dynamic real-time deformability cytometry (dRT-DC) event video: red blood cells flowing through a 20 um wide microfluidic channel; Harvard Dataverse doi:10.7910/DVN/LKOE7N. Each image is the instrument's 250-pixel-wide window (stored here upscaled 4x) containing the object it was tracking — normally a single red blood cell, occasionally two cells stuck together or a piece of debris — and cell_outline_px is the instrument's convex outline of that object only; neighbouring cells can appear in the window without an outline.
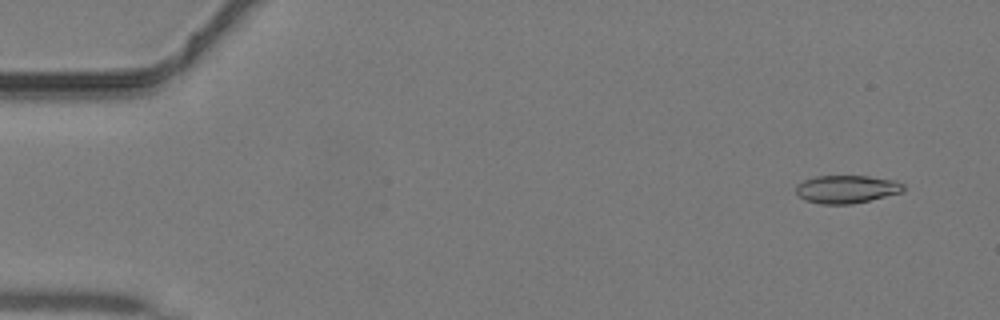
{"species": "common noctule bat (a hibernating species)", "species_latin": "Nyctalus noctula", "temperature_condition": "warm", "stored_images_in_passage": 44, "camera_frame_rate_fps": 3000, "um_per_image_px": 0.085, "animal": {"sex": "male", "body_mass_g": 19.2, "forearm_length_mm": 51.8}, "frame": {"image": 1, "passage_image": 3, "time_ms": 0.667, "image_size_px": [1000, 320], "cell_outline_px": [[904, 192], [852, 204], [820, 204], [804, 200], [796, 192], [796, 184], [804, 180], [816, 176], [868, 176], [896, 180], [904, 184]], "centroid_in_image_um": [71.97, 16.08], "position_along_channel_um": 13.0, "area_um2": 17.63}}
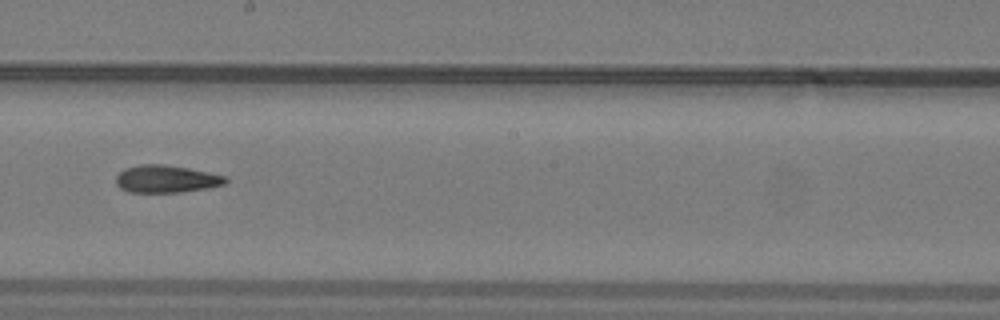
{"frame": {"image": 2, "passage_image": 25, "time_ms": 8.0, "image_size_px": [1000, 320], "cell_outline_px": [[228, 180], [224, 184], [204, 188], [180, 192], [128, 192], [120, 188], [116, 184], [116, 176], [124, 168], [140, 164], [160, 164], [188, 168], [228, 176]], "centroid_in_image_um": [14.11, 15.2], "position_along_channel_um": 234.1, "area_um2": 17.46}}
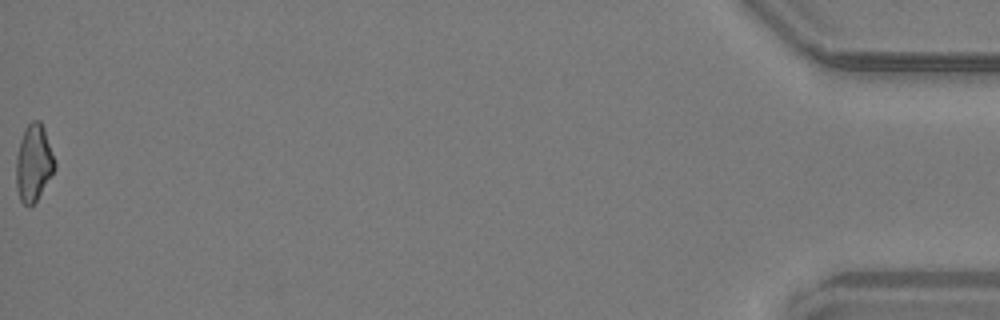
{"frame": {"image": 3, "passage_image": 44, "time_ms": 14.333, "image_size_px": [1000, 320], "cell_outline_px": [[56, 168], [36, 200], [28, 208], [20, 200], [16, 188], [16, 156], [20, 140], [24, 128], [32, 120], [40, 120], [44, 128], [56, 164]], "centroid_in_image_um": [2.84, 13.84], "position_along_channel_um": 432.4, "area_um2": 17.28}}